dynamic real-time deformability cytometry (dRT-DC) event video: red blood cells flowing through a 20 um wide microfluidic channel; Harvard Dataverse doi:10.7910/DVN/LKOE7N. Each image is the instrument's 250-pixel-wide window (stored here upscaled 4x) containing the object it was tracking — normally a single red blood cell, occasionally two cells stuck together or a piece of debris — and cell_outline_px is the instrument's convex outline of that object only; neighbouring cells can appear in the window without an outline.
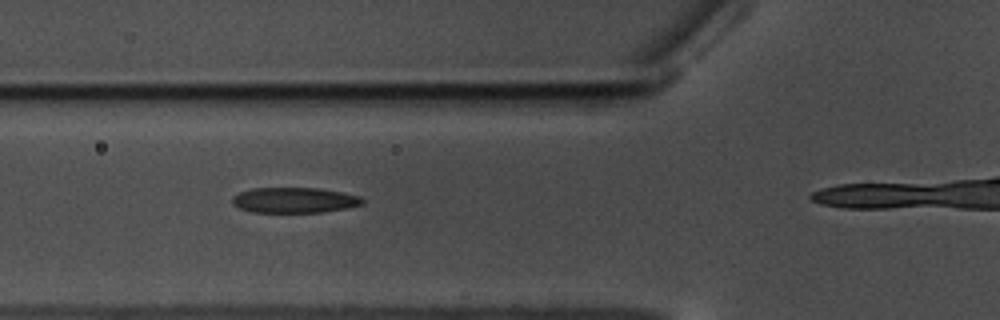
{"species": "common noctule bat (a hibernating species)", "species_latin": "Nyctalus noctula", "temperature_condition": "warm", "stored_images_in_passage": 39, "camera_frame_rate_fps": 3000, "um_per_image_px": 0.085, "animal": {"sex": "male", "body_mass_g": 17.5, "forearm_length_mm": 52.3}, "frame": {"image": 1, "passage_image": 13, "time_ms": 4.0, "image_size_px": [1000, 320], "cell_outline_px": [[364, 204], [348, 208], [324, 212], [252, 212], [240, 208], [232, 204], [232, 196], [240, 192], [252, 188], [316, 188], [340, 192], [360, 196], [364, 200]], "centroid_in_image_um": [25.02, 17.02], "position_along_channel_um": 100.8, "area_um2": 19.31}}
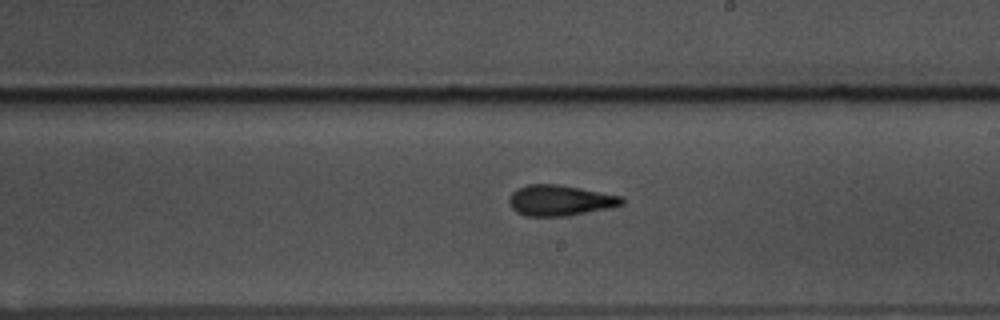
{"frame": {"image": 2, "passage_image": 25, "time_ms": 8.0, "image_size_px": [1000, 320], "cell_outline_px": [[624, 204], [612, 208], [564, 216], [528, 216], [516, 212], [512, 208], [508, 200], [512, 192], [516, 188], [528, 184], [560, 184], [620, 196], [624, 200]], "centroid_in_image_um": [47.58, 17.03], "position_along_channel_um": 241.4, "area_um2": 20.17}}
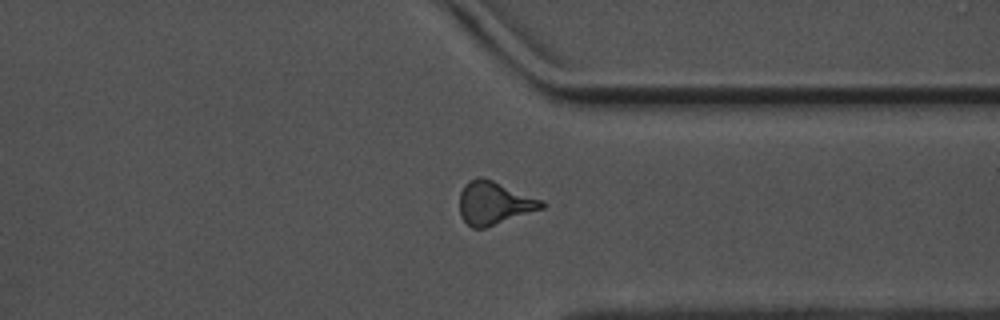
{"frame": {"image": 3, "passage_image": 36, "time_ms": 11.667, "image_size_px": [1000, 320], "cell_outline_px": [[544, 208], [484, 228], [472, 228], [460, 216], [460, 192], [464, 184], [468, 180], [476, 176], [484, 176], [544, 200]], "centroid_in_image_um": [41.99, 17.22], "position_along_channel_um": 369.4, "area_um2": 20.87}}